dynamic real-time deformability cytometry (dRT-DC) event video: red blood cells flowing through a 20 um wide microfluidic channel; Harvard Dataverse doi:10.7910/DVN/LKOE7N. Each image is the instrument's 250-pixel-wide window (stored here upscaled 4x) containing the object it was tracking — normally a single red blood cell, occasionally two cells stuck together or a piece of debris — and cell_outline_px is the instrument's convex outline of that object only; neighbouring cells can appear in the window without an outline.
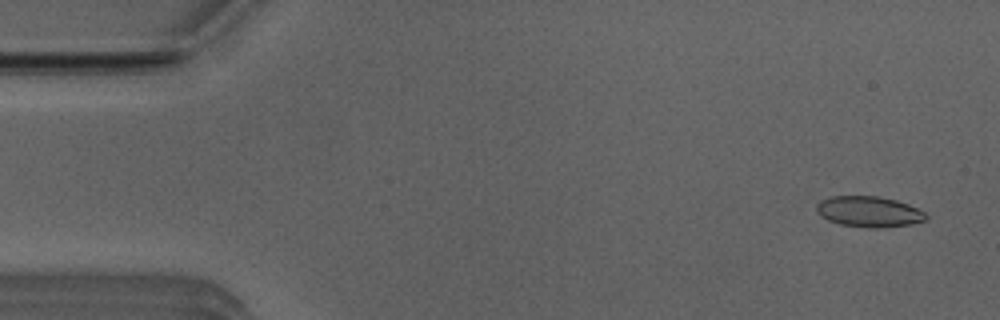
{"species": "Egyptian fruit bat (a non-hibernating species)", "species_latin": "Rousettus aegyptiacus", "temperature_condition": "room temperature", "stored_images_in_passage": 4, "camera_frame_rate_fps": 3000, "um_per_image_px": 0.085, "animal": {"sex": "male"}, "frame": {"image": 1, "passage_image": 2, "time_ms": 0.333, "image_size_px": [1000, 320], "cell_outline_px": [[928, 216], [924, 220], [912, 224], [880, 228], [868, 228], [840, 224], [828, 220], [820, 216], [816, 212], [816, 204], [820, 200], [832, 196], [880, 196], [896, 200], [908, 204], [924, 212]], "centroid_in_image_um": [73.83, 17.99], "position_along_channel_um": 11.2, "area_um2": 19.71}}